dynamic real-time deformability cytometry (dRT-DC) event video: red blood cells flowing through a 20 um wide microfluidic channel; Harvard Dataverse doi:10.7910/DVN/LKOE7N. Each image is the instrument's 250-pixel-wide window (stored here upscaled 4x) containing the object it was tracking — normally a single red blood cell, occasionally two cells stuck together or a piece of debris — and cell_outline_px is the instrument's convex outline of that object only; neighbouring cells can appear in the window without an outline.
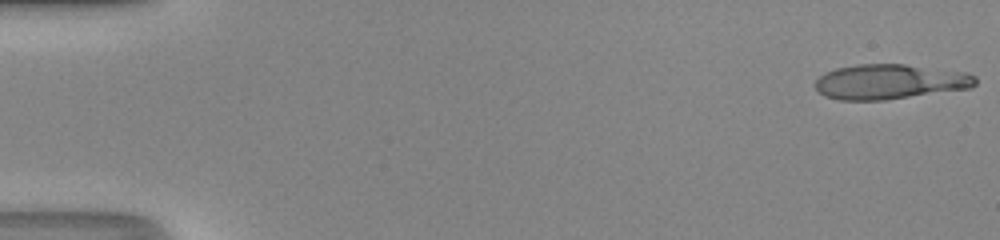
{"species": "human", "species_latin": "Homo sapiens", "temperature_condition": "room temperature", "stored_images_in_passage": 15, "camera_frame_rate_fps": 3000, "um_per_image_px": 0.085, "donor": {"sex": "male"}, "frame": {"image": 1, "passage_image": 1, "time_ms": 0.0, "image_size_px": [1000, 240], "cell_outline_px": [[976, 84], [968, 88], [884, 100], [840, 100], [824, 96], [816, 88], [816, 80], [824, 72], [836, 68], [856, 64], [904, 64], [968, 72], [976, 76]], "centroid_in_image_um": [75.62, 6.93], "position_along_channel_um": 9.4, "area_um2": 32.54}}
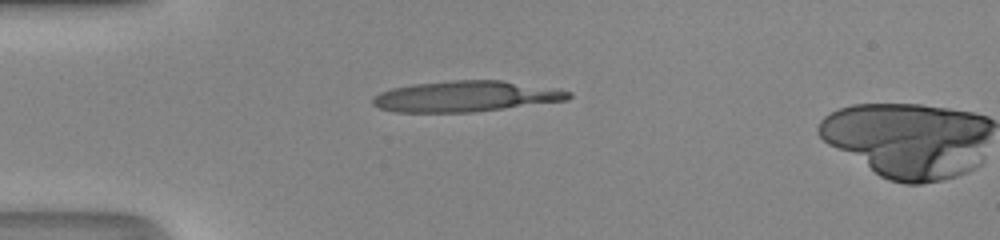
{"frame": {"image": 2, "passage_image": 14, "time_ms": 4.333, "image_size_px": [1000, 240], "cell_outline_px": [[572, 96], [568, 100], [472, 112], [396, 112], [380, 108], [372, 104], [372, 100], [380, 92], [392, 88], [412, 84], [452, 80], [500, 80], [560, 88], [572, 92]], "centroid_in_image_um": [39.64, 8.18], "position_along_channel_um": 45.4, "area_um2": 35.26}}